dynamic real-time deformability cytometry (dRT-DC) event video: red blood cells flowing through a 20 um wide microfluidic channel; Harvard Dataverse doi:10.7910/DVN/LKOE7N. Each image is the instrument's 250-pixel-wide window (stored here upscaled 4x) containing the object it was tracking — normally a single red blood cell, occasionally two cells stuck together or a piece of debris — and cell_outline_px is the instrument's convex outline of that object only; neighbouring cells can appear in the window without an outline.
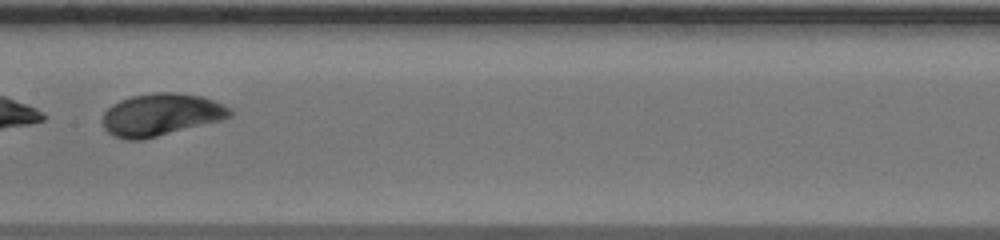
{"species": "human", "species_latin": "Homo sapiens", "temperature_condition": "warm", "stored_images_in_passage": 51, "segment_of_instrument_passage": [2, 2], "camera_frame_rate_fps": 3000, "um_per_image_px": 0.085, "donor": {"sex": "male"}, "frame": {"image": 1, "passage_image": 27, "time_ms": 8.667, "image_size_px": [1000, 240], "cell_outline_px": [[232, 116], [220, 120], [144, 140], [124, 140], [112, 136], [104, 128], [100, 120], [104, 112], [112, 104], [120, 100], [132, 96], [152, 92], [176, 92], [200, 96], [212, 100], [232, 108]], "centroid_in_image_um": [13.63, 9.75], "position_along_channel_um": 193.8, "area_um2": 31.67}}
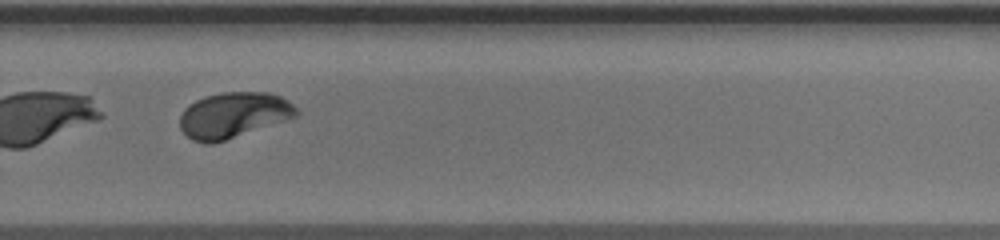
{"frame": {"image": 2, "passage_image": 36, "time_ms": 11.667, "image_size_px": [1000, 240], "cell_outline_px": [[300, 112], [296, 116], [212, 144], [204, 144], [192, 140], [180, 128], [180, 116], [184, 108], [188, 104], [204, 96], [220, 92], [268, 92], [280, 96], [292, 104]], "centroid_in_image_um": [19.79, 9.77], "position_along_channel_um": 310.0, "area_um2": 30.75}}